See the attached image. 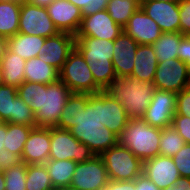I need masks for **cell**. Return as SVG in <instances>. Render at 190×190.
Wrapping results in <instances>:
<instances>
[{"label": "cell", "instance_id": "obj_27", "mask_svg": "<svg viewBox=\"0 0 190 190\" xmlns=\"http://www.w3.org/2000/svg\"><path fill=\"white\" fill-rule=\"evenodd\" d=\"M21 4L0 1V35L6 38L19 32Z\"/></svg>", "mask_w": 190, "mask_h": 190}, {"label": "cell", "instance_id": "obj_38", "mask_svg": "<svg viewBox=\"0 0 190 190\" xmlns=\"http://www.w3.org/2000/svg\"><path fill=\"white\" fill-rule=\"evenodd\" d=\"M82 10V17L106 10L109 0H68Z\"/></svg>", "mask_w": 190, "mask_h": 190}, {"label": "cell", "instance_id": "obj_36", "mask_svg": "<svg viewBox=\"0 0 190 190\" xmlns=\"http://www.w3.org/2000/svg\"><path fill=\"white\" fill-rule=\"evenodd\" d=\"M17 95L15 86L3 85L0 87V122L10 123L13 100Z\"/></svg>", "mask_w": 190, "mask_h": 190}, {"label": "cell", "instance_id": "obj_20", "mask_svg": "<svg viewBox=\"0 0 190 190\" xmlns=\"http://www.w3.org/2000/svg\"><path fill=\"white\" fill-rule=\"evenodd\" d=\"M143 174L161 190L172 185L181 177L172 157L164 155L144 161Z\"/></svg>", "mask_w": 190, "mask_h": 190}, {"label": "cell", "instance_id": "obj_9", "mask_svg": "<svg viewBox=\"0 0 190 190\" xmlns=\"http://www.w3.org/2000/svg\"><path fill=\"white\" fill-rule=\"evenodd\" d=\"M190 67L178 58L158 62L153 84L156 89L172 93L189 87Z\"/></svg>", "mask_w": 190, "mask_h": 190}, {"label": "cell", "instance_id": "obj_35", "mask_svg": "<svg viewBox=\"0 0 190 190\" xmlns=\"http://www.w3.org/2000/svg\"><path fill=\"white\" fill-rule=\"evenodd\" d=\"M27 164L22 162L5 171V190H26Z\"/></svg>", "mask_w": 190, "mask_h": 190}, {"label": "cell", "instance_id": "obj_5", "mask_svg": "<svg viewBox=\"0 0 190 190\" xmlns=\"http://www.w3.org/2000/svg\"><path fill=\"white\" fill-rule=\"evenodd\" d=\"M161 128L150 126L142 118L129 119L118 143L143 162L159 155Z\"/></svg>", "mask_w": 190, "mask_h": 190}, {"label": "cell", "instance_id": "obj_42", "mask_svg": "<svg viewBox=\"0 0 190 190\" xmlns=\"http://www.w3.org/2000/svg\"><path fill=\"white\" fill-rule=\"evenodd\" d=\"M22 162L20 155H16L6 149L0 150V171H5Z\"/></svg>", "mask_w": 190, "mask_h": 190}, {"label": "cell", "instance_id": "obj_45", "mask_svg": "<svg viewBox=\"0 0 190 190\" xmlns=\"http://www.w3.org/2000/svg\"><path fill=\"white\" fill-rule=\"evenodd\" d=\"M137 190H161L145 174L137 177Z\"/></svg>", "mask_w": 190, "mask_h": 190}, {"label": "cell", "instance_id": "obj_29", "mask_svg": "<svg viewBox=\"0 0 190 190\" xmlns=\"http://www.w3.org/2000/svg\"><path fill=\"white\" fill-rule=\"evenodd\" d=\"M33 128L27 125L7 123V133L5 134L4 149L22 155L24 145Z\"/></svg>", "mask_w": 190, "mask_h": 190}, {"label": "cell", "instance_id": "obj_16", "mask_svg": "<svg viewBox=\"0 0 190 190\" xmlns=\"http://www.w3.org/2000/svg\"><path fill=\"white\" fill-rule=\"evenodd\" d=\"M179 2L142 0L140 7L162 32H180Z\"/></svg>", "mask_w": 190, "mask_h": 190}, {"label": "cell", "instance_id": "obj_6", "mask_svg": "<svg viewBox=\"0 0 190 190\" xmlns=\"http://www.w3.org/2000/svg\"><path fill=\"white\" fill-rule=\"evenodd\" d=\"M59 79L72 93L96 94L102 89L95 83L88 63L74 48L59 71Z\"/></svg>", "mask_w": 190, "mask_h": 190}, {"label": "cell", "instance_id": "obj_43", "mask_svg": "<svg viewBox=\"0 0 190 190\" xmlns=\"http://www.w3.org/2000/svg\"><path fill=\"white\" fill-rule=\"evenodd\" d=\"M178 59L184 61L190 67V36L185 35L177 50Z\"/></svg>", "mask_w": 190, "mask_h": 190}, {"label": "cell", "instance_id": "obj_40", "mask_svg": "<svg viewBox=\"0 0 190 190\" xmlns=\"http://www.w3.org/2000/svg\"><path fill=\"white\" fill-rule=\"evenodd\" d=\"M180 33L190 36V0H180L179 3Z\"/></svg>", "mask_w": 190, "mask_h": 190}, {"label": "cell", "instance_id": "obj_44", "mask_svg": "<svg viewBox=\"0 0 190 190\" xmlns=\"http://www.w3.org/2000/svg\"><path fill=\"white\" fill-rule=\"evenodd\" d=\"M101 190H137V178L132 181L109 180L107 186Z\"/></svg>", "mask_w": 190, "mask_h": 190}, {"label": "cell", "instance_id": "obj_10", "mask_svg": "<svg viewBox=\"0 0 190 190\" xmlns=\"http://www.w3.org/2000/svg\"><path fill=\"white\" fill-rule=\"evenodd\" d=\"M19 33L47 38L57 35L59 31L49 17L46 7L24 1L20 9Z\"/></svg>", "mask_w": 190, "mask_h": 190}, {"label": "cell", "instance_id": "obj_54", "mask_svg": "<svg viewBox=\"0 0 190 190\" xmlns=\"http://www.w3.org/2000/svg\"><path fill=\"white\" fill-rule=\"evenodd\" d=\"M55 190H75V189H72L70 187H66V188H58V189H55Z\"/></svg>", "mask_w": 190, "mask_h": 190}, {"label": "cell", "instance_id": "obj_52", "mask_svg": "<svg viewBox=\"0 0 190 190\" xmlns=\"http://www.w3.org/2000/svg\"><path fill=\"white\" fill-rule=\"evenodd\" d=\"M0 1H7V2H14V3H17V4H22L26 0H0Z\"/></svg>", "mask_w": 190, "mask_h": 190}, {"label": "cell", "instance_id": "obj_34", "mask_svg": "<svg viewBox=\"0 0 190 190\" xmlns=\"http://www.w3.org/2000/svg\"><path fill=\"white\" fill-rule=\"evenodd\" d=\"M79 118V93H72L55 127L69 130L77 124Z\"/></svg>", "mask_w": 190, "mask_h": 190}, {"label": "cell", "instance_id": "obj_19", "mask_svg": "<svg viewBox=\"0 0 190 190\" xmlns=\"http://www.w3.org/2000/svg\"><path fill=\"white\" fill-rule=\"evenodd\" d=\"M51 127L33 128L22 152V161L27 165L45 163L49 159Z\"/></svg>", "mask_w": 190, "mask_h": 190}, {"label": "cell", "instance_id": "obj_46", "mask_svg": "<svg viewBox=\"0 0 190 190\" xmlns=\"http://www.w3.org/2000/svg\"><path fill=\"white\" fill-rule=\"evenodd\" d=\"M163 190H190V178L179 177L175 183Z\"/></svg>", "mask_w": 190, "mask_h": 190}, {"label": "cell", "instance_id": "obj_2", "mask_svg": "<svg viewBox=\"0 0 190 190\" xmlns=\"http://www.w3.org/2000/svg\"><path fill=\"white\" fill-rule=\"evenodd\" d=\"M69 132L86 144L95 156H100L118 143V137L97 116V93H79V118Z\"/></svg>", "mask_w": 190, "mask_h": 190}, {"label": "cell", "instance_id": "obj_53", "mask_svg": "<svg viewBox=\"0 0 190 190\" xmlns=\"http://www.w3.org/2000/svg\"><path fill=\"white\" fill-rule=\"evenodd\" d=\"M152 1H165V2L173 3V2H179L180 0H152Z\"/></svg>", "mask_w": 190, "mask_h": 190}, {"label": "cell", "instance_id": "obj_26", "mask_svg": "<svg viewBox=\"0 0 190 190\" xmlns=\"http://www.w3.org/2000/svg\"><path fill=\"white\" fill-rule=\"evenodd\" d=\"M54 189L70 187L77 163L73 160L48 159L45 162Z\"/></svg>", "mask_w": 190, "mask_h": 190}, {"label": "cell", "instance_id": "obj_24", "mask_svg": "<svg viewBox=\"0 0 190 190\" xmlns=\"http://www.w3.org/2000/svg\"><path fill=\"white\" fill-rule=\"evenodd\" d=\"M24 71L25 81L31 83L48 85L59 79V71L38 57L26 60Z\"/></svg>", "mask_w": 190, "mask_h": 190}, {"label": "cell", "instance_id": "obj_31", "mask_svg": "<svg viewBox=\"0 0 190 190\" xmlns=\"http://www.w3.org/2000/svg\"><path fill=\"white\" fill-rule=\"evenodd\" d=\"M142 1L109 0L107 12L119 25L124 27L133 13L140 7Z\"/></svg>", "mask_w": 190, "mask_h": 190}, {"label": "cell", "instance_id": "obj_8", "mask_svg": "<svg viewBox=\"0 0 190 190\" xmlns=\"http://www.w3.org/2000/svg\"><path fill=\"white\" fill-rule=\"evenodd\" d=\"M94 156L90 148L86 144L78 141L69 130L51 127L49 159H66L81 163L91 160Z\"/></svg>", "mask_w": 190, "mask_h": 190}, {"label": "cell", "instance_id": "obj_17", "mask_svg": "<svg viewBox=\"0 0 190 190\" xmlns=\"http://www.w3.org/2000/svg\"><path fill=\"white\" fill-rule=\"evenodd\" d=\"M46 8L59 32L77 34L83 18L81 9L68 0H54Z\"/></svg>", "mask_w": 190, "mask_h": 190}, {"label": "cell", "instance_id": "obj_1", "mask_svg": "<svg viewBox=\"0 0 190 190\" xmlns=\"http://www.w3.org/2000/svg\"><path fill=\"white\" fill-rule=\"evenodd\" d=\"M17 92L33 110L37 127H55L72 94L60 79L48 85L24 81Z\"/></svg>", "mask_w": 190, "mask_h": 190}, {"label": "cell", "instance_id": "obj_12", "mask_svg": "<svg viewBox=\"0 0 190 190\" xmlns=\"http://www.w3.org/2000/svg\"><path fill=\"white\" fill-rule=\"evenodd\" d=\"M176 103L177 94L156 89L142 119L150 126L161 129L172 126Z\"/></svg>", "mask_w": 190, "mask_h": 190}, {"label": "cell", "instance_id": "obj_7", "mask_svg": "<svg viewBox=\"0 0 190 190\" xmlns=\"http://www.w3.org/2000/svg\"><path fill=\"white\" fill-rule=\"evenodd\" d=\"M100 157L106 166L109 180L132 181L143 173V161L119 143L103 152Z\"/></svg>", "mask_w": 190, "mask_h": 190}, {"label": "cell", "instance_id": "obj_22", "mask_svg": "<svg viewBox=\"0 0 190 190\" xmlns=\"http://www.w3.org/2000/svg\"><path fill=\"white\" fill-rule=\"evenodd\" d=\"M157 66L158 59L154 54L153 46L139 44L130 77L139 81L153 83Z\"/></svg>", "mask_w": 190, "mask_h": 190}, {"label": "cell", "instance_id": "obj_14", "mask_svg": "<svg viewBox=\"0 0 190 190\" xmlns=\"http://www.w3.org/2000/svg\"><path fill=\"white\" fill-rule=\"evenodd\" d=\"M123 31V27L110 17L107 10H102L83 17L79 31L75 36L114 41Z\"/></svg>", "mask_w": 190, "mask_h": 190}, {"label": "cell", "instance_id": "obj_49", "mask_svg": "<svg viewBox=\"0 0 190 190\" xmlns=\"http://www.w3.org/2000/svg\"><path fill=\"white\" fill-rule=\"evenodd\" d=\"M34 5L41 6V7H47L50 5L54 0H26Z\"/></svg>", "mask_w": 190, "mask_h": 190}, {"label": "cell", "instance_id": "obj_18", "mask_svg": "<svg viewBox=\"0 0 190 190\" xmlns=\"http://www.w3.org/2000/svg\"><path fill=\"white\" fill-rule=\"evenodd\" d=\"M138 44L152 45L163 33L158 24L139 7L123 27Z\"/></svg>", "mask_w": 190, "mask_h": 190}, {"label": "cell", "instance_id": "obj_39", "mask_svg": "<svg viewBox=\"0 0 190 190\" xmlns=\"http://www.w3.org/2000/svg\"><path fill=\"white\" fill-rule=\"evenodd\" d=\"M172 126L184 139L185 143L190 144V117L175 113Z\"/></svg>", "mask_w": 190, "mask_h": 190}, {"label": "cell", "instance_id": "obj_13", "mask_svg": "<svg viewBox=\"0 0 190 190\" xmlns=\"http://www.w3.org/2000/svg\"><path fill=\"white\" fill-rule=\"evenodd\" d=\"M97 116L99 122L117 137L124 131L129 120L124 107L105 90L97 93Z\"/></svg>", "mask_w": 190, "mask_h": 190}, {"label": "cell", "instance_id": "obj_28", "mask_svg": "<svg viewBox=\"0 0 190 190\" xmlns=\"http://www.w3.org/2000/svg\"><path fill=\"white\" fill-rule=\"evenodd\" d=\"M184 36L180 32H163L152 44L158 62L178 58L177 50Z\"/></svg>", "mask_w": 190, "mask_h": 190}, {"label": "cell", "instance_id": "obj_32", "mask_svg": "<svg viewBox=\"0 0 190 190\" xmlns=\"http://www.w3.org/2000/svg\"><path fill=\"white\" fill-rule=\"evenodd\" d=\"M184 145V139L173 126L165 127L161 130L159 155L173 157Z\"/></svg>", "mask_w": 190, "mask_h": 190}, {"label": "cell", "instance_id": "obj_47", "mask_svg": "<svg viewBox=\"0 0 190 190\" xmlns=\"http://www.w3.org/2000/svg\"><path fill=\"white\" fill-rule=\"evenodd\" d=\"M7 50H8V38L0 35V62L4 54L7 52Z\"/></svg>", "mask_w": 190, "mask_h": 190}, {"label": "cell", "instance_id": "obj_37", "mask_svg": "<svg viewBox=\"0 0 190 190\" xmlns=\"http://www.w3.org/2000/svg\"><path fill=\"white\" fill-rule=\"evenodd\" d=\"M181 177L190 178V144H186L172 157Z\"/></svg>", "mask_w": 190, "mask_h": 190}, {"label": "cell", "instance_id": "obj_50", "mask_svg": "<svg viewBox=\"0 0 190 190\" xmlns=\"http://www.w3.org/2000/svg\"><path fill=\"white\" fill-rule=\"evenodd\" d=\"M5 180L3 171H0V190H5Z\"/></svg>", "mask_w": 190, "mask_h": 190}, {"label": "cell", "instance_id": "obj_30", "mask_svg": "<svg viewBox=\"0 0 190 190\" xmlns=\"http://www.w3.org/2000/svg\"><path fill=\"white\" fill-rule=\"evenodd\" d=\"M26 190H55L45 163L27 165Z\"/></svg>", "mask_w": 190, "mask_h": 190}, {"label": "cell", "instance_id": "obj_11", "mask_svg": "<svg viewBox=\"0 0 190 190\" xmlns=\"http://www.w3.org/2000/svg\"><path fill=\"white\" fill-rule=\"evenodd\" d=\"M109 182L106 166L100 156L77 163L70 188L75 190H101Z\"/></svg>", "mask_w": 190, "mask_h": 190}, {"label": "cell", "instance_id": "obj_25", "mask_svg": "<svg viewBox=\"0 0 190 190\" xmlns=\"http://www.w3.org/2000/svg\"><path fill=\"white\" fill-rule=\"evenodd\" d=\"M3 78L5 85L18 88L25 81L26 60L12 53L9 49L1 59Z\"/></svg>", "mask_w": 190, "mask_h": 190}, {"label": "cell", "instance_id": "obj_48", "mask_svg": "<svg viewBox=\"0 0 190 190\" xmlns=\"http://www.w3.org/2000/svg\"><path fill=\"white\" fill-rule=\"evenodd\" d=\"M7 133V123L0 122V150L4 149L5 134Z\"/></svg>", "mask_w": 190, "mask_h": 190}, {"label": "cell", "instance_id": "obj_33", "mask_svg": "<svg viewBox=\"0 0 190 190\" xmlns=\"http://www.w3.org/2000/svg\"><path fill=\"white\" fill-rule=\"evenodd\" d=\"M10 123L27 125L36 128L35 114L33 110L17 95L13 100Z\"/></svg>", "mask_w": 190, "mask_h": 190}, {"label": "cell", "instance_id": "obj_21", "mask_svg": "<svg viewBox=\"0 0 190 190\" xmlns=\"http://www.w3.org/2000/svg\"><path fill=\"white\" fill-rule=\"evenodd\" d=\"M112 63L117 78L130 77L139 44L124 31L113 41Z\"/></svg>", "mask_w": 190, "mask_h": 190}, {"label": "cell", "instance_id": "obj_41", "mask_svg": "<svg viewBox=\"0 0 190 190\" xmlns=\"http://www.w3.org/2000/svg\"><path fill=\"white\" fill-rule=\"evenodd\" d=\"M175 113L190 117V87L177 93Z\"/></svg>", "mask_w": 190, "mask_h": 190}, {"label": "cell", "instance_id": "obj_15", "mask_svg": "<svg viewBox=\"0 0 190 190\" xmlns=\"http://www.w3.org/2000/svg\"><path fill=\"white\" fill-rule=\"evenodd\" d=\"M74 48L75 35L59 32L55 36L45 38L44 44L39 51V56L37 57L60 71L69 53Z\"/></svg>", "mask_w": 190, "mask_h": 190}, {"label": "cell", "instance_id": "obj_23", "mask_svg": "<svg viewBox=\"0 0 190 190\" xmlns=\"http://www.w3.org/2000/svg\"><path fill=\"white\" fill-rule=\"evenodd\" d=\"M45 38L37 35L17 33L8 38V49L25 60L39 56Z\"/></svg>", "mask_w": 190, "mask_h": 190}, {"label": "cell", "instance_id": "obj_3", "mask_svg": "<svg viewBox=\"0 0 190 190\" xmlns=\"http://www.w3.org/2000/svg\"><path fill=\"white\" fill-rule=\"evenodd\" d=\"M75 48L88 63L95 83L106 90L117 79L112 63L113 41L75 36Z\"/></svg>", "mask_w": 190, "mask_h": 190}, {"label": "cell", "instance_id": "obj_51", "mask_svg": "<svg viewBox=\"0 0 190 190\" xmlns=\"http://www.w3.org/2000/svg\"><path fill=\"white\" fill-rule=\"evenodd\" d=\"M5 85L4 83V78H3V70H2V65H1V62H0V87Z\"/></svg>", "mask_w": 190, "mask_h": 190}, {"label": "cell", "instance_id": "obj_4", "mask_svg": "<svg viewBox=\"0 0 190 190\" xmlns=\"http://www.w3.org/2000/svg\"><path fill=\"white\" fill-rule=\"evenodd\" d=\"M124 107L129 119L142 118L156 91L153 83L119 77L105 90Z\"/></svg>", "mask_w": 190, "mask_h": 190}]
</instances>
